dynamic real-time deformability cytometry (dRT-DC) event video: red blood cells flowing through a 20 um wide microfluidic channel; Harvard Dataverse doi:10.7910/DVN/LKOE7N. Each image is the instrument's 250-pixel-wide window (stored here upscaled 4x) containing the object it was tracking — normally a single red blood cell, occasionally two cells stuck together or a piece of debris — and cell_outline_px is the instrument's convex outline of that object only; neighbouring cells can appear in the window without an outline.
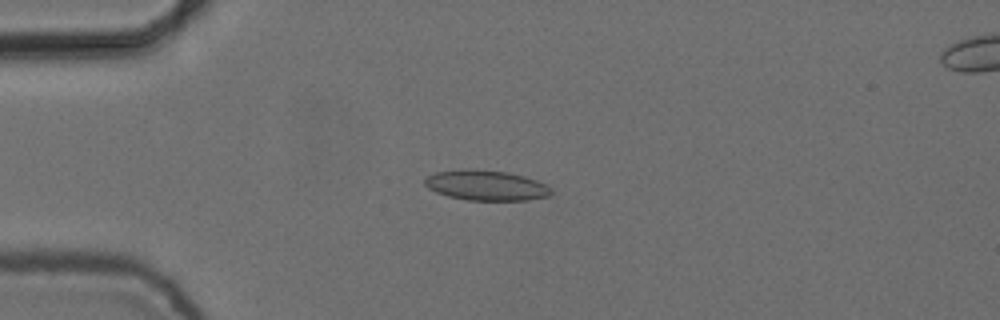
{"species": "common noctule bat (a hibernating species)", "species_latin": "Nyctalus noctula", "temperature_condition": "cold", "stored_images_in_passage": 4, "camera_frame_rate_fps": 3000, "um_per_image_px": 0.085, "animal": {"sex": "female", "body_mass_g": 24.6, "forearm_length_mm": 56.2}, "frame": {"image": 1, "passage_image": 3, "time_ms": 0.667, "image_size_px": [1000, 320], "cell_outline_px": [[552, 192], [548, 196], [528, 200], [468, 200], [448, 196], [436, 192], [428, 188], [424, 184], [424, 180], [428, 176], [436, 172], [468, 168], [508, 172], [524, 176], [536, 180], [552, 188]], "centroid_in_image_um": [41.31, 15.75], "position_along_channel_um": 43.7, "area_um2": 22.25}}